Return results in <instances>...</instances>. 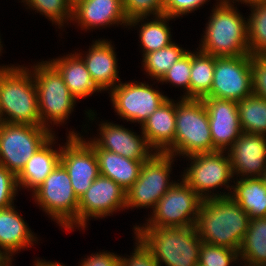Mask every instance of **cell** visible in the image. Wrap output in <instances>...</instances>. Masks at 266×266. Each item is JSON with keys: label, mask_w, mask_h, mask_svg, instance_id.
Masks as SVG:
<instances>
[{"label": "cell", "mask_w": 266, "mask_h": 266, "mask_svg": "<svg viewBox=\"0 0 266 266\" xmlns=\"http://www.w3.org/2000/svg\"><path fill=\"white\" fill-rule=\"evenodd\" d=\"M250 217L230 196L205 199L195 223L200 240L239 252Z\"/></svg>", "instance_id": "obj_1"}, {"label": "cell", "mask_w": 266, "mask_h": 266, "mask_svg": "<svg viewBox=\"0 0 266 266\" xmlns=\"http://www.w3.org/2000/svg\"><path fill=\"white\" fill-rule=\"evenodd\" d=\"M134 235L149 250L158 266H198L202 241L196 226H134Z\"/></svg>", "instance_id": "obj_2"}, {"label": "cell", "mask_w": 266, "mask_h": 266, "mask_svg": "<svg viewBox=\"0 0 266 266\" xmlns=\"http://www.w3.org/2000/svg\"><path fill=\"white\" fill-rule=\"evenodd\" d=\"M216 1L197 50L216 57L249 55L247 18L234 2Z\"/></svg>", "instance_id": "obj_3"}, {"label": "cell", "mask_w": 266, "mask_h": 266, "mask_svg": "<svg viewBox=\"0 0 266 266\" xmlns=\"http://www.w3.org/2000/svg\"><path fill=\"white\" fill-rule=\"evenodd\" d=\"M0 110L2 122L43 126L31 68L0 69Z\"/></svg>", "instance_id": "obj_4"}, {"label": "cell", "mask_w": 266, "mask_h": 266, "mask_svg": "<svg viewBox=\"0 0 266 266\" xmlns=\"http://www.w3.org/2000/svg\"><path fill=\"white\" fill-rule=\"evenodd\" d=\"M180 99L175 103L174 157L217 151L213 146L208 112L203 100Z\"/></svg>", "instance_id": "obj_5"}, {"label": "cell", "mask_w": 266, "mask_h": 266, "mask_svg": "<svg viewBox=\"0 0 266 266\" xmlns=\"http://www.w3.org/2000/svg\"><path fill=\"white\" fill-rule=\"evenodd\" d=\"M37 63L30 68L35 80L41 123L43 127L52 131L50 124H64L70 117L77 99L70 93L62 76L49 61Z\"/></svg>", "instance_id": "obj_6"}, {"label": "cell", "mask_w": 266, "mask_h": 266, "mask_svg": "<svg viewBox=\"0 0 266 266\" xmlns=\"http://www.w3.org/2000/svg\"><path fill=\"white\" fill-rule=\"evenodd\" d=\"M36 204L65 229L78 227V200L66 169L59 163L33 192Z\"/></svg>", "instance_id": "obj_7"}, {"label": "cell", "mask_w": 266, "mask_h": 266, "mask_svg": "<svg viewBox=\"0 0 266 266\" xmlns=\"http://www.w3.org/2000/svg\"><path fill=\"white\" fill-rule=\"evenodd\" d=\"M186 157L191 163L181 177L203 200L230 195L232 185L229 184L232 178L234 180V176L226 151L217 150ZM221 186H225L229 192L214 193V190L216 191V188Z\"/></svg>", "instance_id": "obj_8"}, {"label": "cell", "mask_w": 266, "mask_h": 266, "mask_svg": "<svg viewBox=\"0 0 266 266\" xmlns=\"http://www.w3.org/2000/svg\"><path fill=\"white\" fill-rule=\"evenodd\" d=\"M54 134L43 126L0 123V165L17 177L27 161Z\"/></svg>", "instance_id": "obj_9"}, {"label": "cell", "mask_w": 266, "mask_h": 266, "mask_svg": "<svg viewBox=\"0 0 266 266\" xmlns=\"http://www.w3.org/2000/svg\"><path fill=\"white\" fill-rule=\"evenodd\" d=\"M174 159L170 154L155 152L143 163L137 181L126 190V209L155 207L176 183L170 181Z\"/></svg>", "instance_id": "obj_10"}, {"label": "cell", "mask_w": 266, "mask_h": 266, "mask_svg": "<svg viewBox=\"0 0 266 266\" xmlns=\"http://www.w3.org/2000/svg\"><path fill=\"white\" fill-rule=\"evenodd\" d=\"M156 203L143 226H194L203 199L181 178Z\"/></svg>", "instance_id": "obj_11"}, {"label": "cell", "mask_w": 266, "mask_h": 266, "mask_svg": "<svg viewBox=\"0 0 266 266\" xmlns=\"http://www.w3.org/2000/svg\"><path fill=\"white\" fill-rule=\"evenodd\" d=\"M252 94L251 54L216 57L211 90L205 97L239 102Z\"/></svg>", "instance_id": "obj_12"}, {"label": "cell", "mask_w": 266, "mask_h": 266, "mask_svg": "<svg viewBox=\"0 0 266 266\" xmlns=\"http://www.w3.org/2000/svg\"><path fill=\"white\" fill-rule=\"evenodd\" d=\"M108 93L116 115L127 122L140 123V126L169 98L152 85L137 81L120 82Z\"/></svg>", "instance_id": "obj_13"}, {"label": "cell", "mask_w": 266, "mask_h": 266, "mask_svg": "<svg viewBox=\"0 0 266 266\" xmlns=\"http://www.w3.org/2000/svg\"><path fill=\"white\" fill-rule=\"evenodd\" d=\"M80 135V136H79ZM81 134L69 131L65 146H61L60 164L66 169L78 198L100 175L95 150Z\"/></svg>", "instance_id": "obj_14"}, {"label": "cell", "mask_w": 266, "mask_h": 266, "mask_svg": "<svg viewBox=\"0 0 266 266\" xmlns=\"http://www.w3.org/2000/svg\"><path fill=\"white\" fill-rule=\"evenodd\" d=\"M126 209V190L112 179L99 175L78 200V229H84L90 218H105Z\"/></svg>", "instance_id": "obj_15"}, {"label": "cell", "mask_w": 266, "mask_h": 266, "mask_svg": "<svg viewBox=\"0 0 266 266\" xmlns=\"http://www.w3.org/2000/svg\"><path fill=\"white\" fill-rule=\"evenodd\" d=\"M98 126L99 138L86 140L92 147H100L136 161H147L155 153L143 133L140 136L122 125L105 121Z\"/></svg>", "instance_id": "obj_16"}, {"label": "cell", "mask_w": 266, "mask_h": 266, "mask_svg": "<svg viewBox=\"0 0 266 266\" xmlns=\"http://www.w3.org/2000/svg\"><path fill=\"white\" fill-rule=\"evenodd\" d=\"M227 154L233 176L261 178L266 171V135L242 132Z\"/></svg>", "instance_id": "obj_17"}, {"label": "cell", "mask_w": 266, "mask_h": 266, "mask_svg": "<svg viewBox=\"0 0 266 266\" xmlns=\"http://www.w3.org/2000/svg\"><path fill=\"white\" fill-rule=\"evenodd\" d=\"M202 100L208 112L213 146L218 151H227L243 132L237 102L213 97Z\"/></svg>", "instance_id": "obj_18"}, {"label": "cell", "mask_w": 266, "mask_h": 266, "mask_svg": "<svg viewBox=\"0 0 266 266\" xmlns=\"http://www.w3.org/2000/svg\"><path fill=\"white\" fill-rule=\"evenodd\" d=\"M82 30L122 25L128 27L123 0H76L73 2L72 23Z\"/></svg>", "instance_id": "obj_19"}, {"label": "cell", "mask_w": 266, "mask_h": 266, "mask_svg": "<svg viewBox=\"0 0 266 266\" xmlns=\"http://www.w3.org/2000/svg\"><path fill=\"white\" fill-rule=\"evenodd\" d=\"M112 42L106 39L93 41L89 50L83 54L76 53L85 63L92 81L100 91H111L117 83H120L117 55Z\"/></svg>", "instance_id": "obj_20"}, {"label": "cell", "mask_w": 266, "mask_h": 266, "mask_svg": "<svg viewBox=\"0 0 266 266\" xmlns=\"http://www.w3.org/2000/svg\"><path fill=\"white\" fill-rule=\"evenodd\" d=\"M175 102L168 98L141 125L148 145L158 153L174 156Z\"/></svg>", "instance_id": "obj_21"}, {"label": "cell", "mask_w": 266, "mask_h": 266, "mask_svg": "<svg viewBox=\"0 0 266 266\" xmlns=\"http://www.w3.org/2000/svg\"><path fill=\"white\" fill-rule=\"evenodd\" d=\"M54 134L38 151L27 161L24 169L17 176V185L20 188L37 189L45 178L60 163L61 147L54 150L56 143Z\"/></svg>", "instance_id": "obj_22"}, {"label": "cell", "mask_w": 266, "mask_h": 266, "mask_svg": "<svg viewBox=\"0 0 266 266\" xmlns=\"http://www.w3.org/2000/svg\"><path fill=\"white\" fill-rule=\"evenodd\" d=\"M31 228L22 216L15 210V206L0 209V248L11 257L37 242Z\"/></svg>", "instance_id": "obj_23"}, {"label": "cell", "mask_w": 266, "mask_h": 266, "mask_svg": "<svg viewBox=\"0 0 266 266\" xmlns=\"http://www.w3.org/2000/svg\"><path fill=\"white\" fill-rule=\"evenodd\" d=\"M60 73L70 93L76 99H84L100 92L92 81L89 71L83 60L75 53L49 61Z\"/></svg>", "instance_id": "obj_24"}, {"label": "cell", "mask_w": 266, "mask_h": 266, "mask_svg": "<svg viewBox=\"0 0 266 266\" xmlns=\"http://www.w3.org/2000/svg\"><path fill=\"white\" fill-rule=\"evenodd\" d=\"M92 148L98 159L100 175L112 179L125 190L137 181L145 161L129 159L100 147Z\"/></svg>", "instance_id": "obj_25"}, {"label": "cell", "mask_w": 266, "mask_h": 266, "mask_svg": "<svg viewBox=\"0 0 266 266\" xmlns=\"http://www.w3.org/2000/svg\"><path fill=\"white\" fill-rule=\"evenodd\" d=\"M230 197L251 219L266 217V186L261 178H236Z\"/></svg>", "instance_id": "obj_26"}, {"label": "cell", "mask_w": 266, "mask_h": 266, "mask_svg": "<svg viewBox=\"0 0 266 266\" xmlns=\"http://www.w3.org/2000/svg\"><path fill=\"white\" fill-rule=\"evenodd\" d=\"M147 18L148 17H138L131 19L128 22L129 28H135L136 25H139L141 23V26L139 25V40L141 43L140 46L143 49V56L149 52L165 48L173 43V41L171 40V28L167 23L169 22V20H172L174 18H171L164 14L153 16L154 19L152 18V21Z\"/></svg>", "instance_id": "obj_27"}, {"label": "cell", "mask_w": 266, "mask_h": 266, "mask_svg": "<svg viewBox=\"0 0 266 266\" xmlns=\"http://www.w3.org/2000/svg\"><path fill=\"white\" fill-rule=\"evenodd\" d=\"M238 254L243 266L266 262V217L250 219Z\"/></svg>", "instance_id": "obj_28"}, {"label": "cell", "mask_w": 266, "mask_h": 266, "mask_svg": "<svg viewBox=\"0 0 266 266\" xmlns=\"http://www.w3.org/2000/svg\"><path fill=\"white\" fill-rule=\"evenodd\" d=\"M197 51L191 52L189 98L202 99L211 90L216 56Z\"/></svg>", "instance_id": "obj_29"}, {"label": "cell", "mask_w": 266, "mask_h": 266, "mask_svg": "<svg viewBox=\"0 0 266 266\" xmlns=\"http://www.w3.org/2000/svg\"><path fill=\"white\" fill-rule=\"evenodd\" d=\"M243 132L266 135V99L254 94L237 102Z\"/></svg>", "instance_id": "obj_30"}, {"label": "cell", "mask_w": 266, "mask_h": 266, "mask_svg": "<svg viewBox=\"0 0 266 266\" xmlns=\"http://www.w3.org/2000/svg\"><path fill=\"white\" fill-rule=\"evenodd\" d=\"M251 14L247 18L249 53L266 55V0L248 3Z\"/></svg>", "instance_id": "obj_31"}, {"label": "cell", "mask_w": 266, "mask_h": 266, "mask_svg": "<svg viewBox=\"0 0 266 266\" xmlns=\"http://www.w3.org/2000/svg\"><path fill=\"white\" fill-rule=\"evenodd\" d=\"M187 52L188 50L173 42L165 48L145 54L142 67L148 76L159 81L171 66Z\"/></svg>", "instance_id": "obj_32"}, {"label": "cell", "mask_w": 266, "mask_h": 266, "mask_svg": "<svg viewBox=\"0 0 266 266\" xmlns=\"http://www.w3.org/2000/svg\"><path fill=\"white\" fill-rule=\"evenodd\" d=\"M28 9L36 10L52 21L58 28L64 27L68 21L72 22L73 2L72 0H22ZM66 21V22H65Z\"/></svg>", "instance_id": "obj_33"}, {"label": "cell", "mask_w": 266, "mask_h": 266, "mask_svg": "<svg viewBox=\"0 0 266 266\" xmlns=\"http://www.w3.org/2000/svg\"><path fill=\"white\" fill-rule=\"evenodd\" d=\"M237 260L239 262L238 251L202 242L198 259L199 266H230L238 263Z\"/></svg>", "instance_id": "obj_34"}, {"label": "cell", "mask_w": 266, "mask_h": 266, "mask_svg": "<svg viewBox=\"0 0 266 266\" xmlns=\"http://www.w3.org/2000/svg\"><path fill=\"white\" fill-rule=\"evenodd\" d=\"M190 72L191 51H188L171 66L158 82L162 84H164V82L167 84L168 82L175 87H182L186 92L180 98H189Z\"/></svg>", "instance_id": "obj_35"}, {"label": "cell", "mask_w": 266, "mask_h": 266, "mask_svg": "<svg viewBox=\"0 0 266 266\" xmlns=\"http://www.w3.org/2000/svg\"><path fill=\"white\" fill-rule=\"evenodd\" d=\"M164 0H123V9L129 20L150 15H163Z\"/></svg>", "instance_id": "obj_36"}, {"label": "cell", "mask_w": 266, "mask_h": 266, "mask_svg": "<svg viewBox=\"0 0 266 266\" xmlns=\"http://www.w3.org/2000/svg\"><path fill=\"white\" fill-rule=\"evenodd\" d=\"M17 177L0 165V209L13 206L18 192Z\"/></svg>", "instance_id": "obj_37"}, {"label": "cell", "mask_w": 266, "mask_h": 266, "mask_svg": "<svg viewBox=\"0 0 266 266\" xmlns=\"http://www.w3.org/2000/svg\"><path fill=\"white\" fill-rule=\"evenodd\" d=\"M253 94L266 99V55H251Z\"/></svg>", "instance_id": "obj_38"}, {"label": "cell", "mask_w": 266, "mask_h": 266, "mask_svg": "<svg viewBox=\"0 0 266 266\" xmlns=\"http://www.w3.org/2000/svg\"><path fill=\"white\" fill-rule=\"evenodd\" d=\"M208 0H164L163 1V14L171 18L182 17L187 13H192L198 10ZM210 1V0H209Z\"/></svg>", "instance_id": "obj_39"}, {"label": "cell", "mask_w": 266, "mask_h": 266, "mask_svg": "<svg viewBox=\"0 0 266 266\" xmlns=\"http://www.w3.org/2000/svg\"><path fill=\"white\" fill-rule=\"evenodd\" d=\"M135 248L130 256L120 255L119 266H158L154 256L149 250L142 244V242L135 237ZM137 241V242H136Z\"/></svg>", "instance_id": "obj_40"}, {"label": "cell", "mask_w": 266, "mask_h": 266, "mask_svg": "<svg viewBox=\"0 0 266 266\" xmlns=\"http://www.w3.org/2000/svg\"><path fill=\"white\" fill-rule=\"evenodd\" d=\"M90 256V257H89ZM83 259L80 266H119L120 256L112 252H99L91 254Z\"/></svg>", "instance_id": "obj_41"}, {"label": "cell", "mask_w": 266, "mask_h": 266, "mask_svg": "<svg viewBox=\"0 0 266 266\" xmlns=\"http://www.w3.org/2000/svg\"><path fill=\"white\" fill-rule=\"evenodd\" d=\"M37 261L34 262V266H66L62 263L59 262H51V261H46V260H41V259H36Z\"/></svg>", "instance_id": "obj_42"}, {"label": "cell", "mask_w": 266, "mask_h": 266, "mask_svg": "<svg viewBox=\"0 0 266 266\" xmlns=\"http://www.w3.org/2000/svg\"><path fill=\"white\" fill-rule=\"evenodd\" d=\"M12 257L0 248V266H4Z\"/></svg>", "instance_id": "obj_43"}, {"label": "cell", "mask_w": 266, "mask_h": 266, "mask_svg": "<svg viewBox=\"0 0 266 266\" xmlns=\"http://www.w3.org/2000/svg\"><path fill=\"white\" fill-rule=\"evenodd\" d=\"M228 1H230V2H234V3H236V2H241V4L243 3H245V5H247L248 3H251V2H256V1H261V0H228Z\"/></svg>", "instance_id": "obj_44"}, {"label": "cell", "mask_w": 266, "mask_h": 266, "mask_svg": "<svg viewBox=\"0 0 266 266\" xmlns=\"http://www.w3.org/2000/svg\"><path fill=\"white\" fill-rule=\"evenodd\" d=\"M1 43H2V42H1V38H0V55H1V52H2V48H3V46H2L3 44H1ZM14 66H15V65H9V66H8V65H7V66H6V65H5V66H4V65H3V66L1 65V66H0V69H9V68H12V67H14Z\"/></svg>", "instance_id": "obj_45"}, {"label": "cell", "mask_w": 266, "mask_h": 266, "mask_svg": "<svg viewBox=\"0 0 266 266\" xmlns=\"http://www.w3.org/2000/svg\"><path fill=\"white\" fill-rule=\"evenodd\" d=\"M261 179L264 182V185L266 186V171L264 172V174L262 175Z\"/></svg>", "instance_id": "obj_46"}, {"label": "cell", "mask_w": 266, "mask_h": 266, "mask_svg": "<svg viewBox=\"0 0 266 266\" xmlns=\"http://www.w3.org/2000/svg\"><path fill=\"white\" fill-rule=\"evenodd\" d=\"M12 260H13V257L4 266H13Z\"/></svg>", "instance_id": "obj_47"}, {"label": "cell", "mask_w": 266, "mask_h": 266, "mask_svg": "<svg viewBox=\"0 0 266 266\" xmlns=\"http://www.w3.org/2000/svg\"><path fill=\"white\" fill-rule=\"evenodd\" d=\"M253 266H266V262L259 263V264L253 265Z\"/></svg>", "instance_id": "obj_48"}, {"label": "cell", "mask_w": 266, "mask_h": 266, "mask_svg": "<svg viewBox=\"0 0 266 266\" xmlns=\"http://www.w3.org/2000/svg\"><path fill=\"white\" fill-rule=\"evenodd\" d=\"M0 123H2V118H1V110H0Z\"/></svg>", "instance_id": "obj_49"}]
</instances>
